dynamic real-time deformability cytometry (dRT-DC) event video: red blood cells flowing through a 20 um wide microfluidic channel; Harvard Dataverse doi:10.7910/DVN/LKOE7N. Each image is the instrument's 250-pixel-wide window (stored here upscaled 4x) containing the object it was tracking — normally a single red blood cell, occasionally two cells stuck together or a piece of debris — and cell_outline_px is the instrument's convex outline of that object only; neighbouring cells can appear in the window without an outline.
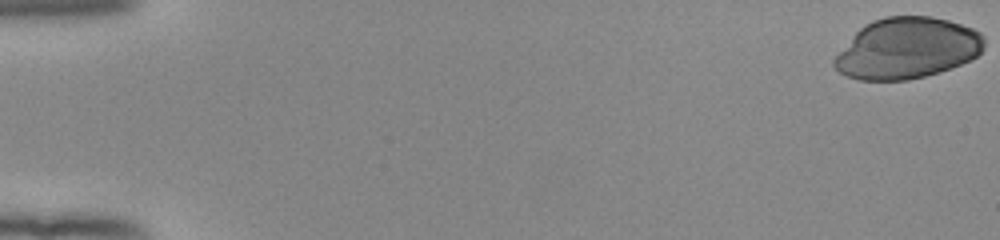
{"species": "human", "species_latin": "Homo sapiens", "temperature_condition": "room temperature", "stored_images_in_passage": 47, "camera_frame_rate_fps": 3000, "um_per_image_px": 0.085, "donor": {"sex": "female"}, "frame": {"image": 1, "passage_image": 1, "time_ms": 0.0, "image_size_px": [1000, 240], "cell_outline_px": [[984, 48], [972, 60], [940, 72], [908, 80], [860, 80], [848, 76], [840, 72], [832, 64], [832, 60], [852, 36], [864, 24], [872, 20], [884, 16], [932, 16], [948, 20], [972, 28], [980, 32], [984, 36]], "centroid_in_image_um": [77.11, 4.1], "position_along_channel_um": 7.9, "area_um2": 53.35}}